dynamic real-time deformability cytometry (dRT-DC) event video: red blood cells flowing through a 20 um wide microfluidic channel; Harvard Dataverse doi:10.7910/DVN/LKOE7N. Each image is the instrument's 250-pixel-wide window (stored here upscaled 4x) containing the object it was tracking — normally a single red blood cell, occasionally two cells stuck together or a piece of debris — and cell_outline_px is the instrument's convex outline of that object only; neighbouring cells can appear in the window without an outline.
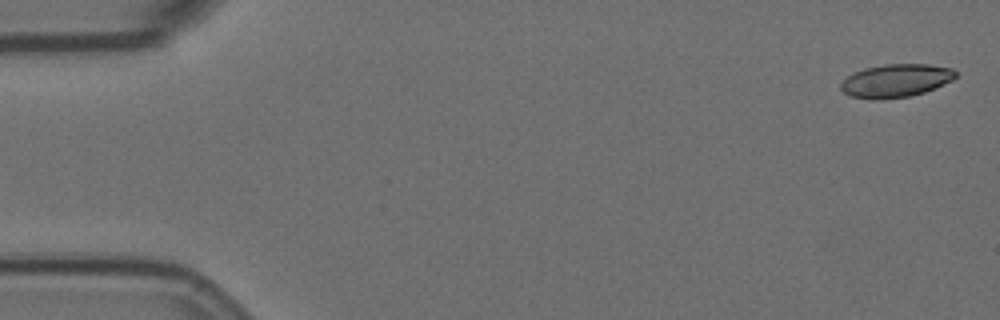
{"species": "Egyptian fruit bat (a non-hibernating species)", "species_latin": "Rousettus aegyptiacus", "temperature_condition": "room temperature", "stored_images_in_passage": 5, "camera_frame_rate_fps": 3000, "um_per_image_px": 0.085, "animal": {"sex": "female"}, "frame": {"image": 1, "passage_image": 1, "time_ms": 0.0, "image_size_px": [1000, 320], "cell_outline_px": [[956, 76], [952, 80], [936, 88], [924, 92], [908, 96], [852, 96], [844, 92], [840, 88], [840, 84], [848, 76], [864, 68], [884, 64], [928, 64], [952, 68], [956, 72]], "centroid_in_image_um": [76.22, 6.79], "position_along_channel_um": 8.8, "area_um2": 21.21}}
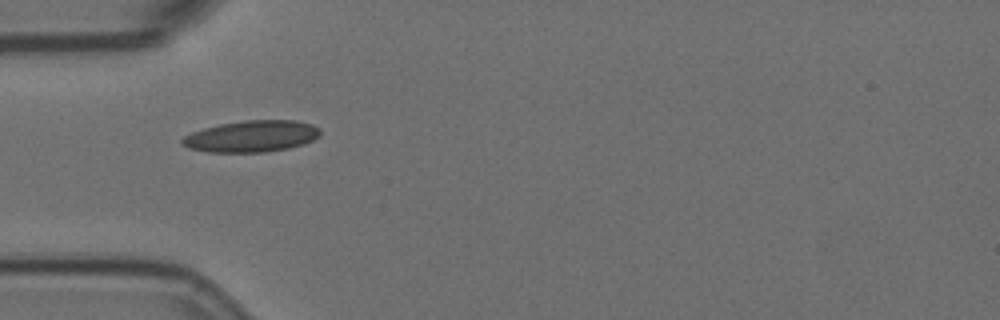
{"frame": {"image": 2, "passage_image": 5, "time_ms": 1.333, "image_size_px": [1000, 320], "cell_outline_px": [[320, 136], [304, 144], [288, 148], [264, 152], [208, 152], [188, 148], [180, 140], [184, 136], [192, 132], [204, 128], [220, 124], [244, 120], [296, 120], [312, 124], [320, 128]], "centroid_in_image_um": [21.41, 11.58], "position_along_channel_um": 63.6, "area_um2": 25.37}}